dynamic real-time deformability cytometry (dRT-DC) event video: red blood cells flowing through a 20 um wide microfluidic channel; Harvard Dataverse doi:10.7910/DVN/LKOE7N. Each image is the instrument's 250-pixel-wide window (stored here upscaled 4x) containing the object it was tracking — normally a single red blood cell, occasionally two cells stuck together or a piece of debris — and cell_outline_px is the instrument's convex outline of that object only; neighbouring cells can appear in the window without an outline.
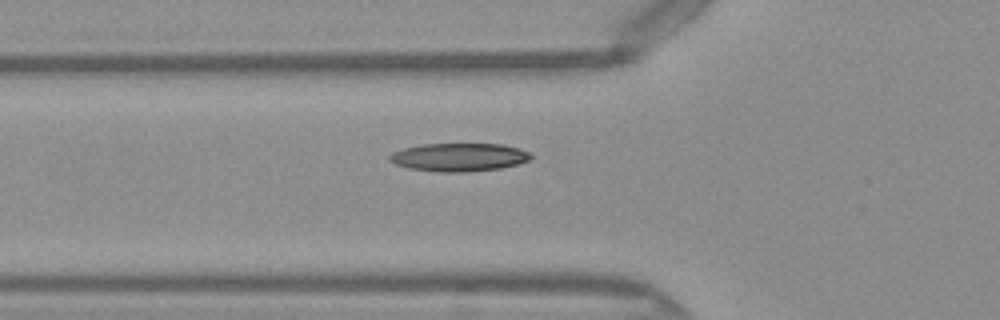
{"species": "Egyptian fruit bat (a non-hibernating species)", "species_latin": "Rousettus aegyptiacus", "temperature_condition": "warm", "stored_images_in_passage": 36, "camera_frame_rate_fps": 3000, "um_per_image_px": 0.085, "frame": {"image": 1, "passage_image": 6, "time_ms": 1.667, "image_size_px": [1000, 320], "cell_outline_px": [[532, 160], [500, 168], [468, 172], [440, 172], [408, 168], [396, 164], [388, 160], [388, 156], [392, 152], [404, 148], [420, 144], [500, 144], [520, 148], [528, 152], [532, 156]], "centroid_in_image_um": [39.0, 13.36], "position_along_channel_um": 86.8, "area_um2": 23.29}}
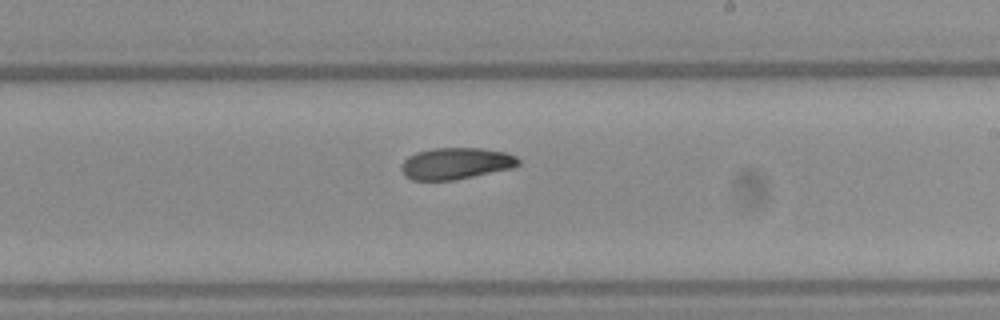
{"frame": {"image": 2, "passage_image": 18, "time_ms": 5.667, "image_size_px": [1000, 320], "cell_outline_px": [[520, 164], [512, 168], [452, 180], [412, 180], [404, 176], [400, 168], [404, 160], [408, 156], [416, 152], [432, 148], [484, 148], [504, 152], [516, 156], [520, 160]], "centroid_in_image_um": [38.73, 13.88], "position_along_channel_um": 250.3, "area_um2": 21.56}}
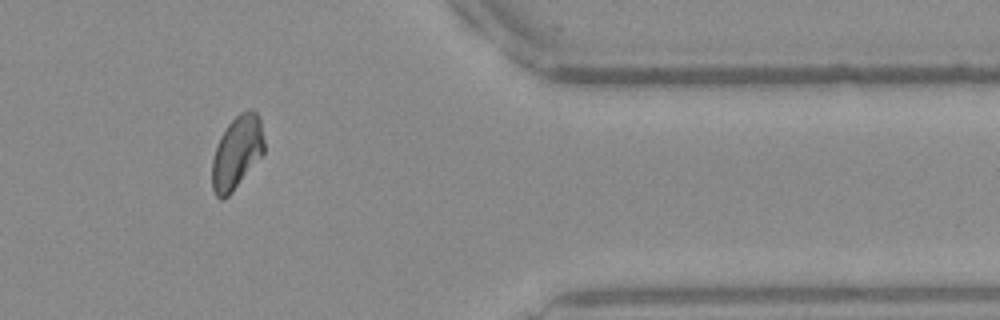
{"frame": {"image": 3, "passage_image": 30, "time_ms": 9.667, "image_size_px": [1000, 320], "cell_outline_px": [[264, 152], [232, 192], [224, 200], [220, 200], [216, 196], [212, 188], [212, 160], [220, 136], [228, 124], [240, 112], [248, 108], [252, 108], [256, 112], [260, 120], [264, 140]], "centroid_in_image_um": [20.12, 12.95], "position_along_channel_um": 391.3, "area_um2": 22.08}, "authors_computed_cell_mechanics": {"area_um2": 21.8773, "velocity_mm_per_s": 4.0715, "shape_relaxation_time_tau1_ms": 9.1201, "shape_relaxation_time_tau2_ms": 8.8037, "deformation_change_tau1": 0.22, "deformation_change_tau2": 0.1406}}